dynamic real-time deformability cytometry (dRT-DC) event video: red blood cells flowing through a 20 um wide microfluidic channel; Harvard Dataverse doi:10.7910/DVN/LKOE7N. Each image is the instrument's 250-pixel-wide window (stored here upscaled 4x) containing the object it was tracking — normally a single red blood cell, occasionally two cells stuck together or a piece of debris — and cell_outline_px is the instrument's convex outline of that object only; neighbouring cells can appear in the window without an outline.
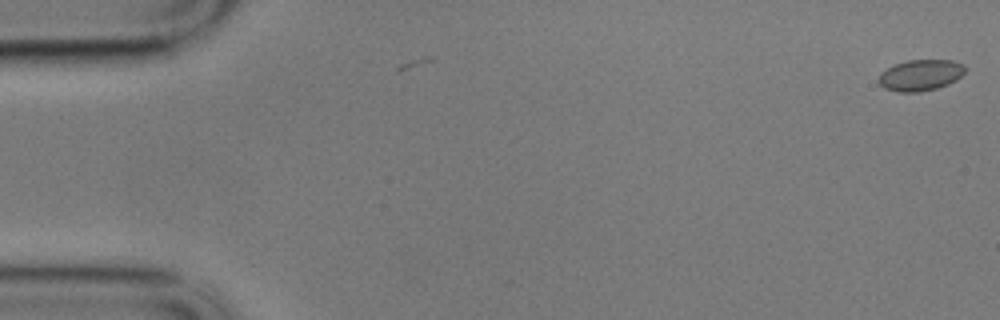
{"species": "common noctule bat (a hibernating species)", "species_latin": "Nyctalus noctula", "temperature_condition": "cold", "stored_images_in_passage": 4, "camera_frame_rate_fps": 3000, "um_per_image_px": 0.085, "animal": {"sex": "male", "body_mass_g": 17.9}, "frame": {"image": 1, "passage_image": 4, "time_ms": 1.0, "image_size_px": [1000, 320], "cell_outline_px": [[964, 72], [956, 80], [948, 84], [936, 88], [920, 92], [900, 92], [884, 88], [876, 80], [880, 72], [896, 64], [908, 60], [952, 60], [964, 64]], "centroid_in_image_um": [78.21, 6.39], "position_along_channel_um": 6.8, "area_um2": 15.66}}